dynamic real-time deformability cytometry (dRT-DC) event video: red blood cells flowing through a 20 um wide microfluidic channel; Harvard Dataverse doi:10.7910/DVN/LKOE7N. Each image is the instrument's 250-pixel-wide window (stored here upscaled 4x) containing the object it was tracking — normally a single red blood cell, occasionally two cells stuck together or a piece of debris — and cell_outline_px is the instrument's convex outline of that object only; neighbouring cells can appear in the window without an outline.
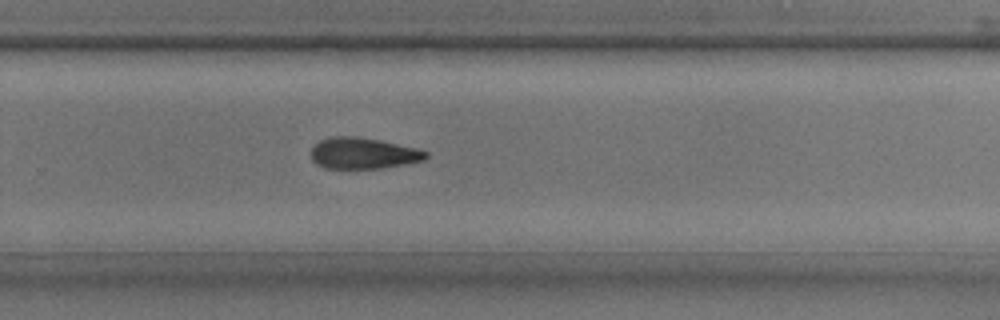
{"species": "common noctule bat (a hibernating species)", "species_latin": "Nyctalus noctula", "temperature_condition": "room temperature", "stored_images_in_passage": 22, "camera_frame_rate_fps": 3000, "um_per_image_px": 0.085, "animal": {"sex": "male", "body_mass_g": 17.9, "forearm_length_mm": 54.2}, "frame": {"image": 1, "passage_image": 13, "time_ms": 4.0, "image_size_px": [1000, 320], "cell_outline_px": [[428, 156], [424, 160], [404, 164], [380, 168], [324, 168], [316, 164], [312, 160], [312, 148], [320, 140], [328, 136], [356, 136], [380, 140], [420, 148], [428, 152]], "centroid_in_image_um": [30.88, 13.01], "position_along_channel_um": 298.9, "area_um2": 20.98}}